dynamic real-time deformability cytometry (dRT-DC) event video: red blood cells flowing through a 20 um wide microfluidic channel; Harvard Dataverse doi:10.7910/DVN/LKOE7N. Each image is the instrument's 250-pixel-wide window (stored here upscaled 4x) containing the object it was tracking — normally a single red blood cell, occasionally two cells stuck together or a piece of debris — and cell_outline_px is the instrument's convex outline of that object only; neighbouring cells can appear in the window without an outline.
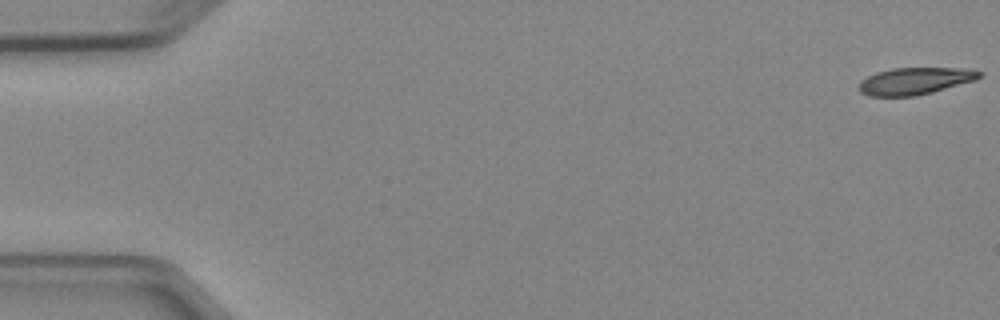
{"species": "Egyptian fruit bat (a non-hibernating species)", "species_latin": "Rousettus aegyptiacus", "temperature_condition": "cold", "stored_images_in_passage": 4, "camera_frame_rate_fps": 3000, "um_per_image_px": 0.085, "animal": {"sex": "female"}, "frame": {"image": 1, "passage_image": 1, "time_ms": 0.0, "image_size_px": [1000, 320], "cell_outline_px": [[984, 72], [976, 80], [932, 92], [916, 96], [868, 96], [860, 92], [856, 88], [860, 80], [876, 72], [892, 68], [964, 68]], "centroid_in_image_um": [77.73, 6.88], "position_along_channel_um": 7.3, "area_um2": 19.13}}